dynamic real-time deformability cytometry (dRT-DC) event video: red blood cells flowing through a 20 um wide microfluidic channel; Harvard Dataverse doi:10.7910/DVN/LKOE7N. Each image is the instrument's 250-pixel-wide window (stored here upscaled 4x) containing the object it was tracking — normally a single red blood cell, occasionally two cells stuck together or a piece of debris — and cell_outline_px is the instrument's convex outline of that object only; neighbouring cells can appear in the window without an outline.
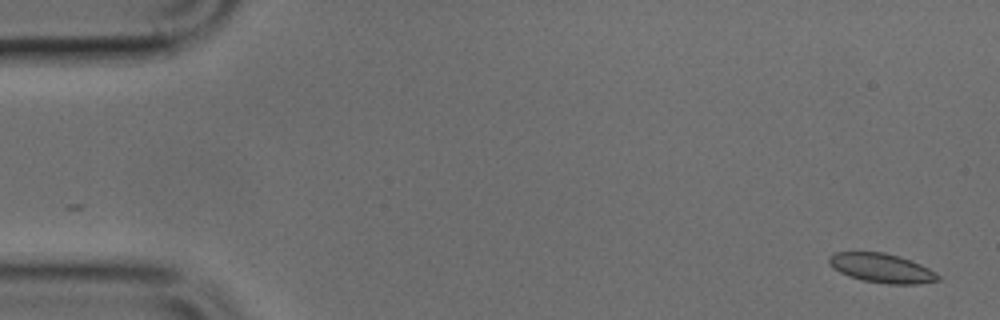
{"species": "common noctule bat (a hibernating species)", "species_latin": "Nyctalus noctula", "temperature_condition": "cold", "stored_images_in_passage": 8, "camera_frame_rate_fps": 3000, "um_per_image_px": 0.085, "animal": {"sex": "male", "body_mass_g": 17.9, "forearm_length_mm": 54.2}, "frame": {"image": 1, "passage_image": 1, "time_ms": 0.0, "image_size_px": [1000, 320], "cell_outline_px": [[940, 280], [920, 284], [888, 284], [864, 280], [848, 276], [832, 268], [828, 260], [828, 256], [836, 252], [884, 252], [900, 256], [920, 264], [936, 272], [940, 276]], "centroid_in_image_um": [74.95, 22.78], "position_along_channel_um": 10.1, "area_um2": 18.61}}